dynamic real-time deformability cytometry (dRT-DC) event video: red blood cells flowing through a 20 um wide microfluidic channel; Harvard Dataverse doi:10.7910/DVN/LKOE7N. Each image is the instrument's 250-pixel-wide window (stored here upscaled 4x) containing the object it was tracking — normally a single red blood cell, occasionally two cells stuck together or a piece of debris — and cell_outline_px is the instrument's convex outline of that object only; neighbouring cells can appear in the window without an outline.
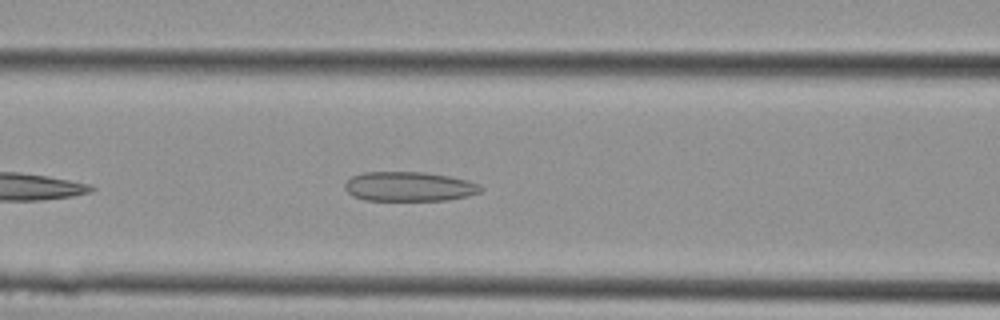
{"species": "Egyptian fruit bat (a non-hibernating species)", "species_latin": "Rousettus aegyptiacus", "temperature_condition": "cold", "stored_images_in_passage": 14, "camera_frame_rate_fps": 3000, "um_per_image_px": 0.085, "animal": {"sex": "female"}, "frame": {"image": 1, "passage_image": 12, "time_ms": 3.667, "image_size_px": [1000, 320], "cell_outline_px": [[484, 188], [480, 192], [468, 196], [448, 200], [364, 200], [352, 196], [344, 188], [344, 184], [352, 176], [364, 172], [424, 172], [448, 176], [468, 180], [480, 184]], "centroid_in_image_um": [34.79, 15.86], "position_along_channel_um": 131.8, "area_um2": 23.47}}
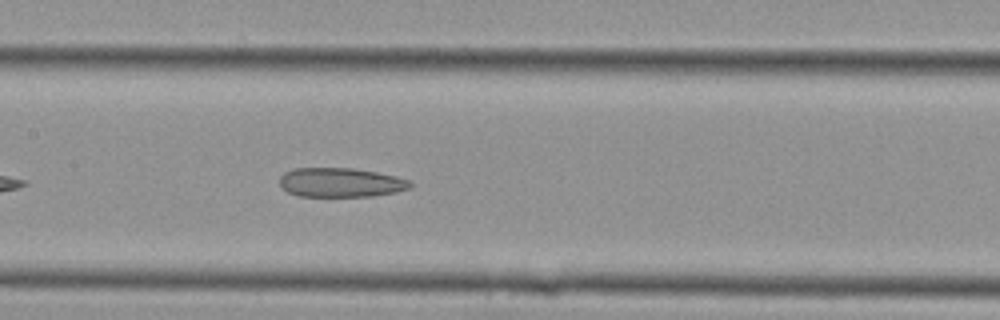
{"frame": {"image": 2, "passage_image": 14, "time_ms": 4.333, "image_size_px": [1000, 320], "cell_outline_px": [[412, 188], [396, 192], [372, 196], [296, 196], [280, 188], [280, 176], [284, 172], [296, 168], [352, 168], [376, 172], [396, 176], [412, 180]], "centroid_in_image_um": [28.97, 15.51], "position_along_channel_um": 178.4, "area_um2": 22.48}}